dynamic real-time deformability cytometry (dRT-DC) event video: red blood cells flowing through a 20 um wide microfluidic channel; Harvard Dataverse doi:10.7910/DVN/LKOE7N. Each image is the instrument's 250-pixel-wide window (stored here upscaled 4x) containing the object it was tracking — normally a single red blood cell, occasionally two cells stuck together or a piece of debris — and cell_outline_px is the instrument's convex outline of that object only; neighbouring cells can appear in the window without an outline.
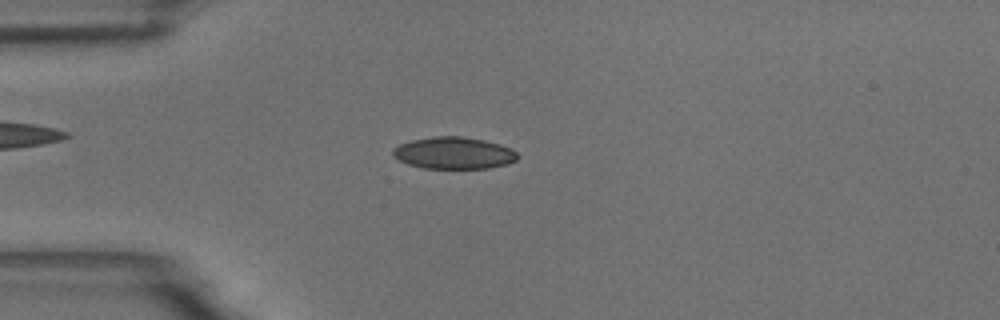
{"species": "common noctule bat (a hibernating species)", "species_latin": "Nyctalus noctula", "temperature_condition": "room temperature", "stored_images_in_passage": 35, "camera_frame_rate_fps": 3000, "um_per_image_px": 0.085, "animal": {"sex": "male", "body_mass_g": 18.8}, "frame": {"image": 1, "passage_image": 2, "time_ms": 0.333, "image_size_px": [1000, 320], "cell_outline_px": [[520, 156], [516, 160], [508, 164], [488, 168], [424, 168], [408, 164], [392, 156], [392, 148], [400, 144], [412, 140], [432, 136], [460, 136], [484, 140], [500, 144], [512, 148]], "centroid_in_image_um": [38.59, 13.0], "position_along_channel_um": 46.4, "area_um2": 23.29}}
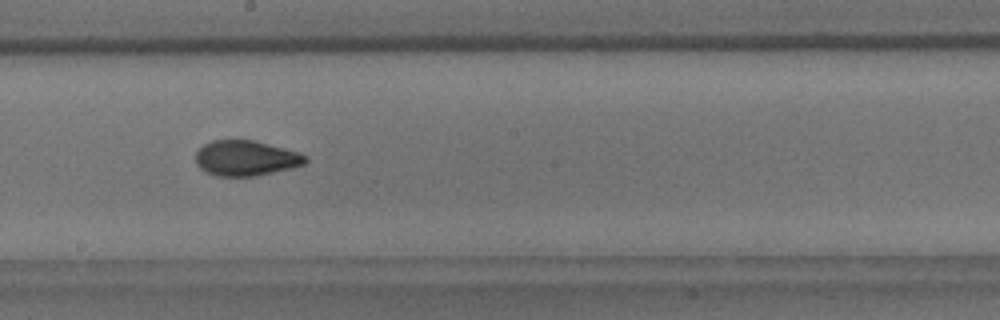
{"frame": {"image": 2, "passage_image": 18, "time_ms": 5.667, "image_size_px": [1000, 320], "cell_outline_px": [[308, 160], [304, 164], [292, 168], [256, 176], [216, 176], [204, 172], [196, 164], [196, 152], [204, 144], [212, 140], [252, 140], [268, 144], [296, 152], [308, 156]], "centroid_in_image_um": [20.87, 13.46], "position_along_channel_um": 227.3, "area_um2": 22.54}}
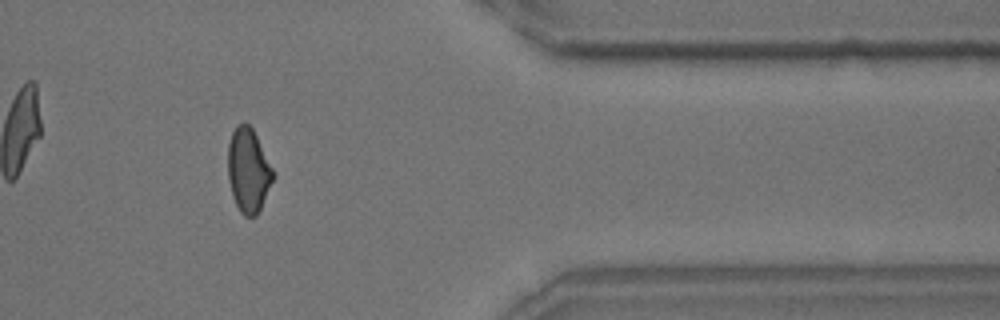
{"frame": {"image": 3, "passage_image": 33, "time_ms": 10.667, "image_size_px": [1000, 320], "cell_outline_px": [[276, 176], [256, 216], [244, 216], [240, 212], [232, 196], [228, 180], [228, 144], [232, 132], [236, 124], [244, 120], [252, 128]], "centroid_in_image_um": [21.09, 14.47], "position_along_channel_um": 390.3, "area_um2": 22.2}, "authors_computed_cell_mechanics": {"area_um2": 22.6576, "velocity_mm_per_s": 3.6689, "shape_relaxation_time_tau1_ms": 6.4202, "shape_relaxation_time_tau2_ms": 1.3303, "deformation_change_tau1": 0.1602, "deformation_change_tau2": 0.0506}}